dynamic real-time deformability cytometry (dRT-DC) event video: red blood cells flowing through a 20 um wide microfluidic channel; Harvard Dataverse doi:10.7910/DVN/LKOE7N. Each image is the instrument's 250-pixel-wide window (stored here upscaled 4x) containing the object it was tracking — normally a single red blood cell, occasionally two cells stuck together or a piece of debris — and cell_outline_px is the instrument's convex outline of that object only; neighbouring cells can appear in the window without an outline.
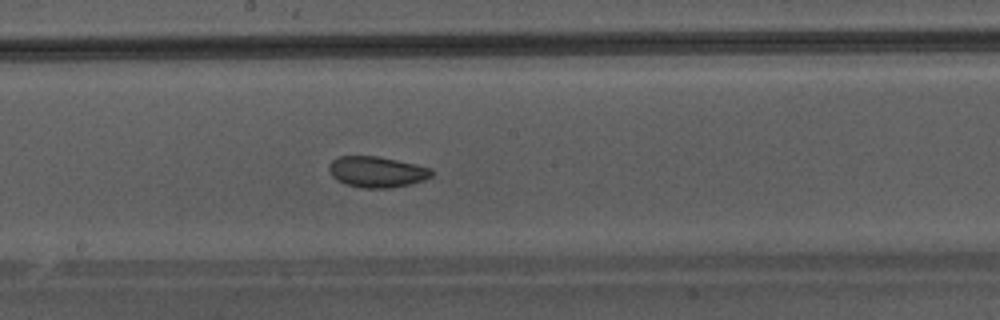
{"species": "Egyptian fruit bat (a non-hibernating species)", "species_latin": "Rousettus aegyptiacus", "temperature_condition": "warm", "stored_images_in_passage": 47, "camera_frame_rate_fps": 3000, "um_per_image_px": 0.085, "animal": {"sex": "male"}, "frame": {"image": 1, "passage_image": 27, "time_ms": 8.667, "image_size_px": [1000, 320], "cell_outline_px": [[432, 176], [424, 180], [408, 184], [388, 188], [364, 188], [344, 184], [336, 180], [332, 176], [328, 168], [328, 164], [332, 160], [340, 156], [376, 156], [416, 164], [432, 168]], "centroid_in_image_um": [32.0, 14.61], "position_along_channel_um": 216.2, "area_um2": 18.5}}